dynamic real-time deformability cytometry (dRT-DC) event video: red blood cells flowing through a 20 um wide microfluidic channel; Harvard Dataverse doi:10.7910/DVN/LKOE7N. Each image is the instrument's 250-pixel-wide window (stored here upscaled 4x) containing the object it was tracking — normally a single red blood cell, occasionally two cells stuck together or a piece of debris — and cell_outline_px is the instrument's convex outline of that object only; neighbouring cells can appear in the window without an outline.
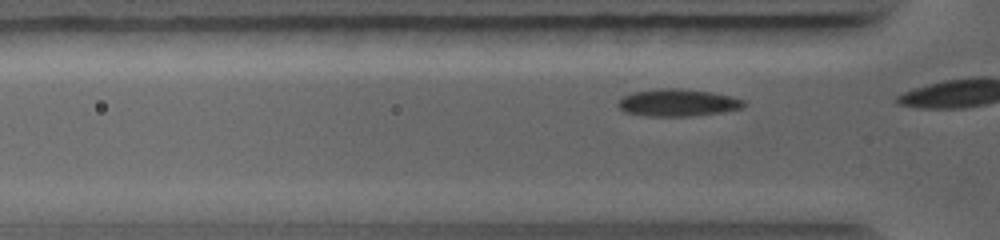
{"species": "common noctule bat (a hibernating species)", "species_latin": "Nyctalus noctula", "temperature_condition": "warm", "stored_images_in_passage": 4, "camera_frame_rate_fps": 5000, "um_per_image_px": 0.085, "animal": {"sex": "female", "body_mass_g": 19.0, "forearm_length_mm": 56.7}, "frame": {"image": 1, "passage_image": 3, "time_ms": 0.4, "image_size_px": [1000, 240], "cell_outline_px": [[744, 104], [740, 108], [720, 112], [688, 116], [648, 116], [624, 112], [616, 104], [624, 96], [632, 92], [660, 88], [680, 88], [712, 92], [744, 100]], "centroid_in_image_um": [57.55, 8.72], "position_along_channel_um": 68.3, "area_um2": 19.71}}